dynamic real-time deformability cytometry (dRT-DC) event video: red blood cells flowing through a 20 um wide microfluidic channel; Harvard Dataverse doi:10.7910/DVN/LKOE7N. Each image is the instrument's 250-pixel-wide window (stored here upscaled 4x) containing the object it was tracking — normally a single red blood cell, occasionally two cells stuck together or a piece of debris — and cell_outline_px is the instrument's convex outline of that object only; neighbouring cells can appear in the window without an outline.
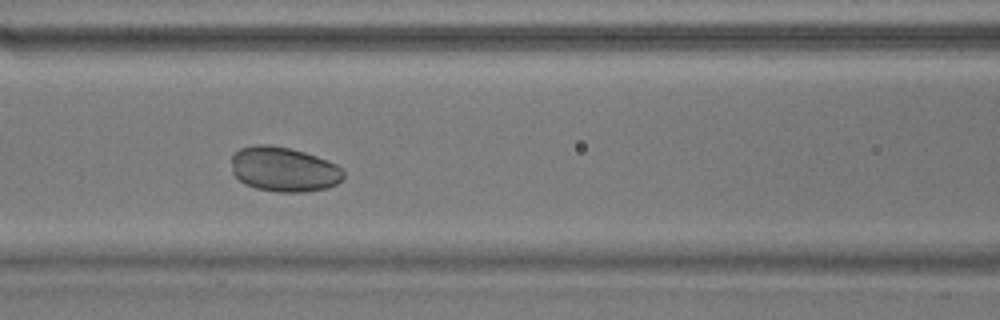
{"species": "common noctule bat (a hibernating species)", "species_latin": "Nyctalus noctula", "temperature_condition": "warm", "stored_images_in_passage": 39, "camera_frame_rate_fps": 3000, "um_per_image_px": 0.085, "animal": {"sex": "male", "body_mass_g": 17.9}, "frame": {"image": 1, "passage_image": 23, "time_ms": 7.333, "image_size_px": [1000, 320], "cell_outline_px": [[344, 176], [336, 184], [328, 188], [304, 192], [276, 192], [256, 188], [244, 184], [232, 172], [232, 156], [240, 148], [256, 144], [268, 144], [288, 148], [304, 152], [328, 160], [344, 168]], "centroid_in_image_um": [24.14, 14.39], "position_along_channel_um": 142.5, "area_um2": 29.36}}
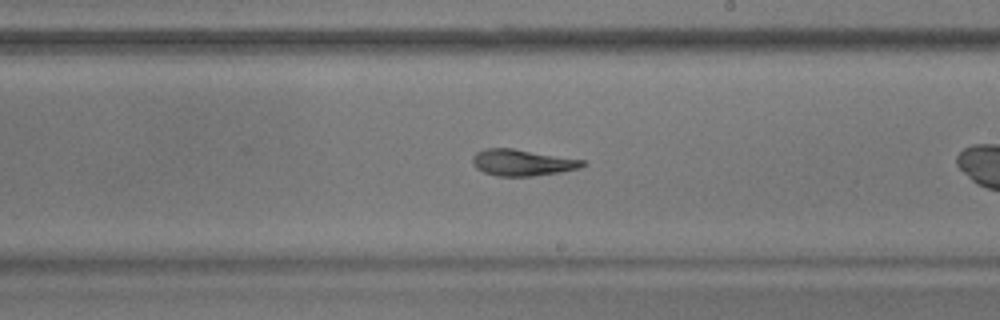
{"frame": {"image": 2, "passage_image": 28, "time_ms": 9.0, "image_size_px": [1000, 320], "cell_outline_px": [[588, 164], [580, 168], [560, 172], [532, 176], [496, 176], [484, 172], [476, 168], [472, 164], [472, 156], [476, 152], [484, 148], [512, 148], [584, 160]], "centroid_in_image_um": [44.37, 13.82], "position_along_channel_um": 244.6, "area_um2": 16.99}}
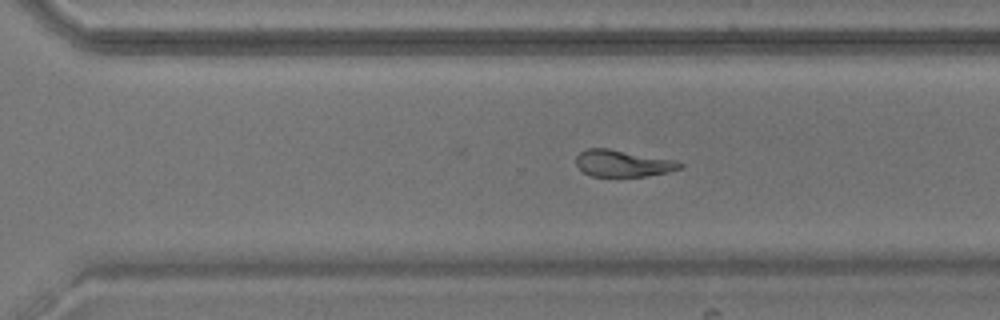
{"frame": {"image": 3, "passage_image": 34, "time_ms": 11.0, "image_size_px": [1000, 320], "cell_outline_px": [[684, 164], [680, 168], [668, 172], [644, 176], [592, 176], [584, 172], [576, 164], [576, 156], [580, 152], [588, 148], [608, 148], [676, 160]], "centroid_in_image_um": [52.94, 13.88], "position_along_channel_um": 317.7, "area_um2": 16.07}}